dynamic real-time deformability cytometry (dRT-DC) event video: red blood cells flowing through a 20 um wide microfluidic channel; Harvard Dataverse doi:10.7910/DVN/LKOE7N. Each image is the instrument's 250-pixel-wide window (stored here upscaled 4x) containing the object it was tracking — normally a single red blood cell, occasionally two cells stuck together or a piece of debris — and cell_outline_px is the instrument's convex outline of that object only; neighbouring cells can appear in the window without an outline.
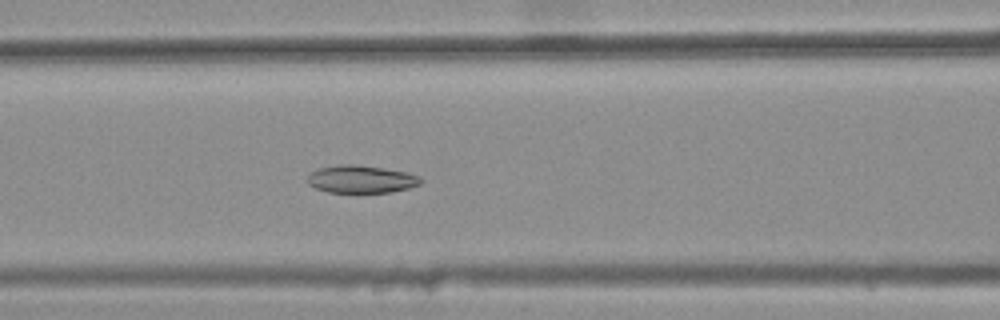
{"species": "common noctule bat (a hibernating species)", "species_latin": "Nyctalus noctula", "temperature_condition": "warm", "stored_images_in_passage": 43, "camera_frame_rate_fps": 3000, "um_per_image_px": 0.085, "animal": {"sex": "female", "body_mass_g": 25.1}, "frame": {"image": 1, "passage_image": 21, "time_ms": 6.667, "image_size_px": [1000, 320], "cell_outline_px": [[424, 180], [420, 184], [408, 188], [392, 192], [356, 196], [328, 192], [316, 188], [308, 184], [308, 176], [316, 168], [340, 164], [352, 164], [384, 168], [404, 172], [420, 176]], "centroid_in_image_um": [30.69, 15.28], "position_along_channel_um": 135.9, "area_um2": 19.13}}
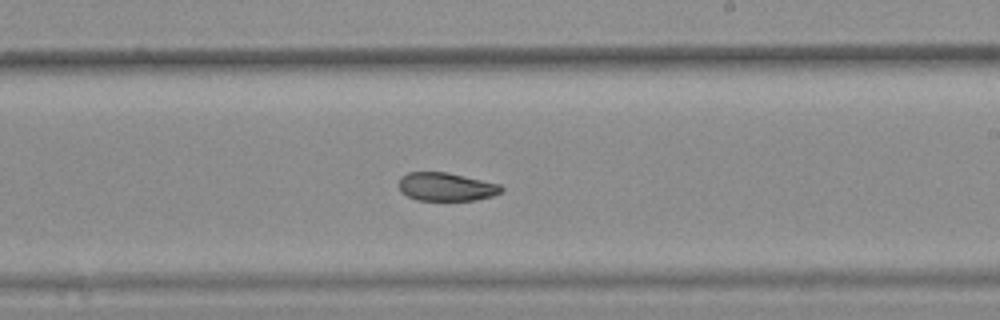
{"frame": {"image": 2, "passage_image": 30, "time_ms": 9.667, "image_size_px": [1000, 320], "cell_outline_px": [[504, 188], [500, 192], [492, 196], [476, 200], [416, 200], [400, 192], [400, 176], [408, 172], [448, 172], [500, 184]], "centroid_in_image_um": [37.92, 15.87], "position_along_channel_um": 251.1, "area_um2": 16.94}}
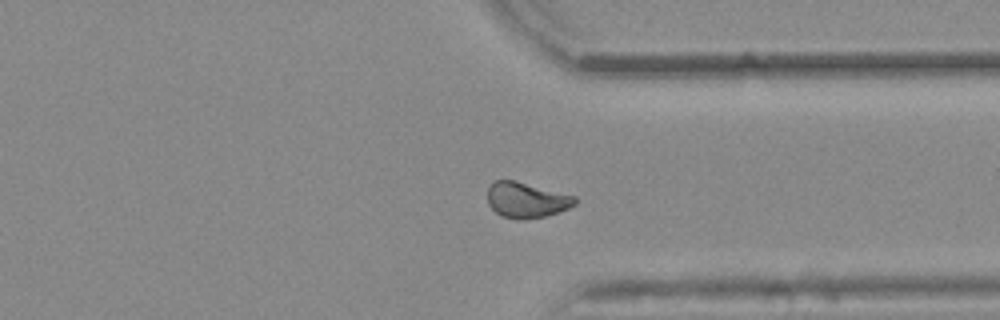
{"frame": {"image": 3, "passage_image": 39, "time_ms": 12.667, "image_size_px": [1000, 320], "cell_outline_px": [[576, 204], [568, 208], [544, 216], [524, 220], [520, 220], [504, 216], [496, 212], [488, 204], [488, 184], [496, 180], [516, 180], [576, 196]], "centroid_in_image_um": [44.73, 16.98], "position_along_channel_um": 366.7, "area_um2": 18.09}, "authors_computed_cell_mechanics": {"area_um2": 19.0162, "velocity_mm_per_s": 3.8523, "shape_relaxation_time_tau1_ms": null, "shape_relaxation_time_tau2_ms": 4.4967, "deformation_change_tau1": null, "deformation_change_tau2": 0.0858}}